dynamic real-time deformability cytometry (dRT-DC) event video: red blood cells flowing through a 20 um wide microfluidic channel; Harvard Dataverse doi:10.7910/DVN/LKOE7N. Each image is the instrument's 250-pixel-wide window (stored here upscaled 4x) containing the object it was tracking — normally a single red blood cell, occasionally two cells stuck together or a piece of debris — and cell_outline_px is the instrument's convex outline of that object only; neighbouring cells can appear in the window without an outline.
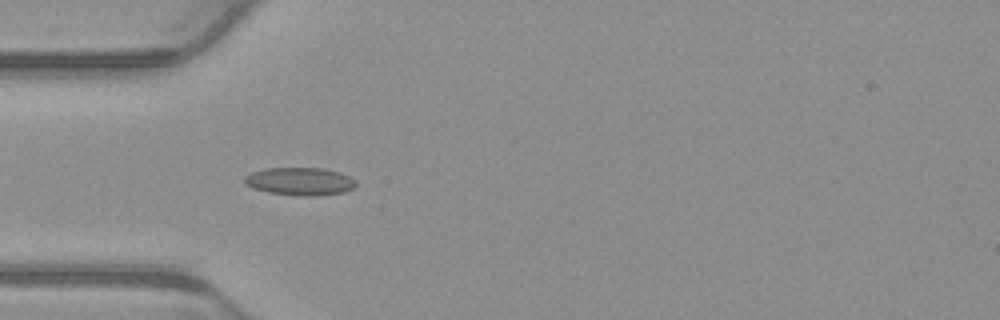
{"species": "common noctule bat (a hibernating species)", "species_latin": "Nyctalus noctula", "temperature_condition": "warm", "stored_images_in_passage": 3, "camera_frame_rate_fps": 3000, "um_per_image_px": 0.085, "animal": {"sex": "male", "body_mass_g": 23.1, "forearm_length_mm": 52.7}, "frame": {"image": 1, "passage_image": 3, "time_ms": 0.667, "image_size_px": [1000, 320], "cell_outline_px": [[356, 184], [352, 188], [344, 192], [320, 196], [300, 196], [268, 192], [244, 184], [244, 176], [252, 172], [268, 168], [320, 168], [340, 172], [356, 180]], "centroid_in_image_um": [25.51, 15.42], "position_along_channel_um": 59.5, "area_um2": 18.03}}